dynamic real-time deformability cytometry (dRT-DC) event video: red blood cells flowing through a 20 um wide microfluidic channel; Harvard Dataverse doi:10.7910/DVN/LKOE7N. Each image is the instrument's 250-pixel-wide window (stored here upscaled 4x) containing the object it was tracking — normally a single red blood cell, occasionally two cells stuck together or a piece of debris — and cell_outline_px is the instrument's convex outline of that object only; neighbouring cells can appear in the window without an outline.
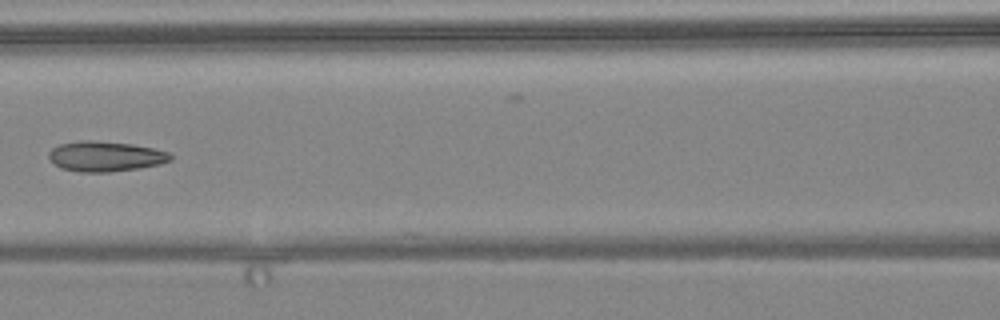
{"species": "common noctule bat (a hibernating species)", "species_latin": "Nyctalus noctula", "temperature_condition": "warm", "stored_images_in_passage": 7, "camera_frame_rate_fps": 3000, "um_per_image_px": 0.085, "animal": {"sex": "female", "body_mass_g": 24.6, "forearm_length_mm": 56.2}, "frame": {"image": 1, "passage_image": 7, "time_ms": 7.333, "image_size_px": [1000, 320], "cell_outline_px": [[172, 160], [160, 164], [140, 168], [108, 172], [80, 172], [60, 168], [48, 156], [48, 152], [52, 148], [60, 144], [80, 140], [88, 140], [132, 144], [152, 148], [168, 152], [172, 156]], "centroid_in_image_um": [8.96, 13.29], "position_along_channel_um": 157.6, "area_um2": 21.33}}